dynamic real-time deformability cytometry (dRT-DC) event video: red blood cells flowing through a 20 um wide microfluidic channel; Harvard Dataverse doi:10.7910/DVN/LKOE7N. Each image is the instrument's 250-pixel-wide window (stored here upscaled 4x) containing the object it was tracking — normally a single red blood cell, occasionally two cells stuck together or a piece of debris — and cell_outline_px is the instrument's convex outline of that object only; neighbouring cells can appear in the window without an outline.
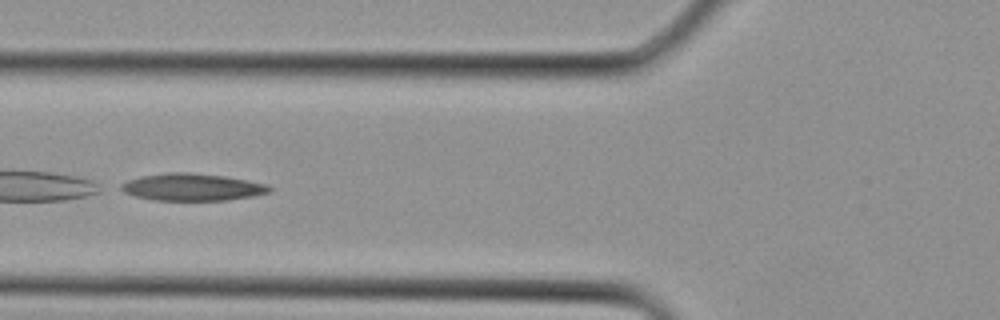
{"species": "Egyptian fruit bat (a non-hibernating species)", "species_latin": "Rousettus aegyptiacus", "temperature_condition": "cold", "stored_images_in_passage": 3, "camera_frame_rate_fps": 3000, "um_per_image_px": 0.085, "animal": {"sex": "female"}, "frame": {"image": 1, "passage_image": 3, "time_ms": 0.667, "image_size_px": [1000, 320], "cell_outline_px": [[272, 188], [268, 192], [252, 196], [228, 200], [152, 200], [136, 196], [124, 192], [120, 188], [120, 184], [128, 180], [140, 176], [168, 172], [188, 172], [224, 176], [264, 184]], "centroid_in_image_um": [16.27, 15.9], "position_along_channel_um": 109.5, "area_um2": 23.24}}